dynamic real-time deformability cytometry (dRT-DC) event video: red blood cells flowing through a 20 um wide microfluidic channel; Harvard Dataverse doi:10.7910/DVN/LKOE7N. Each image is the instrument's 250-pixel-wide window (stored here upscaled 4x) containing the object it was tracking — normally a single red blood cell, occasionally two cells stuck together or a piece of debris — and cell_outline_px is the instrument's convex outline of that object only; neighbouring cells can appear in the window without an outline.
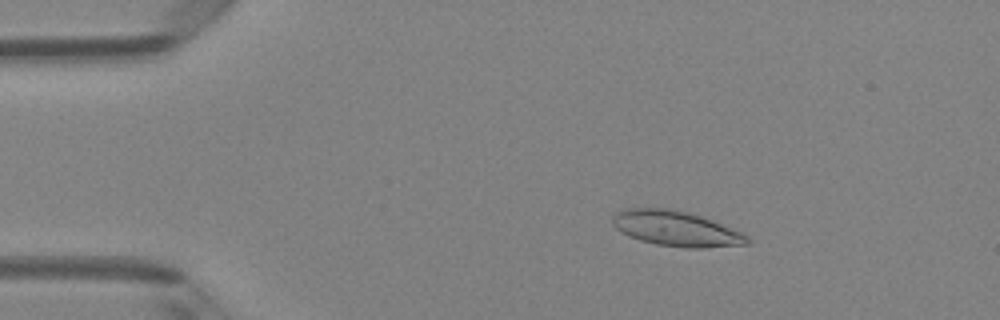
{"species": "Egyptian fruit bat (a non-hibernating species)", "species_latin": "Rousettus aegyptiacus", "temperature_condition": "room temperature", "stored_images_in_passage": 4, "camera_frame_rate_fps": 3000, "um_per_image_px": 0.085, "animal": {"sex": "female"}, "frame": {"image": 1, "passage_image": 3, "time_ms": 0.667, "image_size_px": [1000, 320], "cell_outline_px": [[752, 240], [748, 244], [704, 248], [684, 248], [656, 244], [640, 240], [628, 236], [616, 228], [612, 224], [612, 216], [616, 212], [624, 208], [668, 208], [688, 212], [712, 220], [740, 232], [748, 236]], "centroid_in_image_um": [57.45, 19.43], "position_along_channel_um": 27.6, "area_um2": 27.69}}